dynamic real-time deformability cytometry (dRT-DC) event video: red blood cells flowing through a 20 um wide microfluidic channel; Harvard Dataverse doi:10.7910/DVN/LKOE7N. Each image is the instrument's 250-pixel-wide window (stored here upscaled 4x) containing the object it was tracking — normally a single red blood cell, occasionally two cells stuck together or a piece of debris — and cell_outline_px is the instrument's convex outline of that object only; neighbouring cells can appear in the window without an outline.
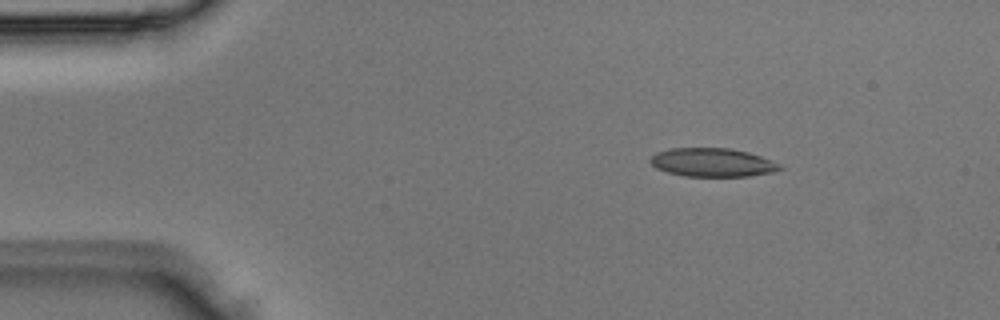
{"species": "Egyptian fruit bat (a non-hibernating species)", "species_latin": "Rousettus aegyptiacus", "temperature_condition": "room temperature", "stored_images_in_passage": 2, "camera_frame_rate_fps": 3000, "um_per_image_px": 0.085, "animal": {"sex": "male"}, "frame": {"image": 1, "passage_image": 1, "time_ms": 0.0, "image_size_px": [1000, 320], "cell_outline_px": [[784, 168], [772, 172], [748, 176], [684, 176], [668, 172], [656, 168], [648, 160], [656, 152], [672, 148], [728, 148], [748, 152], [760, 156], [780, 164]], "centroid_in_image_um": [60.54, 13.8], "position_along_channel_um": 24.5, "area_um2": 21.44}}